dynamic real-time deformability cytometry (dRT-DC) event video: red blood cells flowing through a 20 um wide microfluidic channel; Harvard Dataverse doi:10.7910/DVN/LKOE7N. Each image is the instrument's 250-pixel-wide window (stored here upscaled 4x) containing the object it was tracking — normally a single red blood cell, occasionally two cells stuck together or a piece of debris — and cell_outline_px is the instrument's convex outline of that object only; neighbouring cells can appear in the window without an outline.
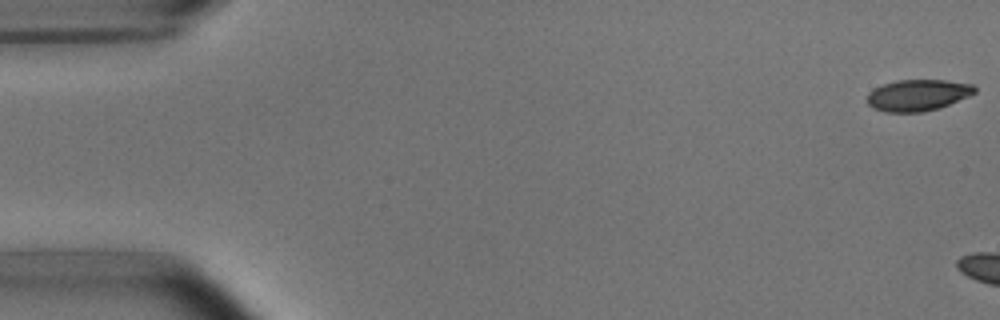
{"species": "common noctule bat (a hibernating species)", "species_latin": "Nyctalus noctula", "temperature_condition": "room temperature", "stored_images_in_passage": 5, "camera_frame_rate_fps": 3000, "um_per_image_px": 0.085, "animal": {"sex": "male", "body_mass_g": 15.6}, "frame": {"image": 1, "passage_image": 1, "time_ms": 0.0, "image_size_px": [1000, 320], "cell_outline_px": [[976, 92], [968, 96], [940, 108], [924, 112], [884, 112], [872, 108], [868, 104], [868, 92], [884, 84], [896, 80], [944, 80], [972, 84], [976, 88]], "centroid_in_image_um": [78.01, 8.1], "position_along_channel_um": 7.0, "area_um2": 19.65}}